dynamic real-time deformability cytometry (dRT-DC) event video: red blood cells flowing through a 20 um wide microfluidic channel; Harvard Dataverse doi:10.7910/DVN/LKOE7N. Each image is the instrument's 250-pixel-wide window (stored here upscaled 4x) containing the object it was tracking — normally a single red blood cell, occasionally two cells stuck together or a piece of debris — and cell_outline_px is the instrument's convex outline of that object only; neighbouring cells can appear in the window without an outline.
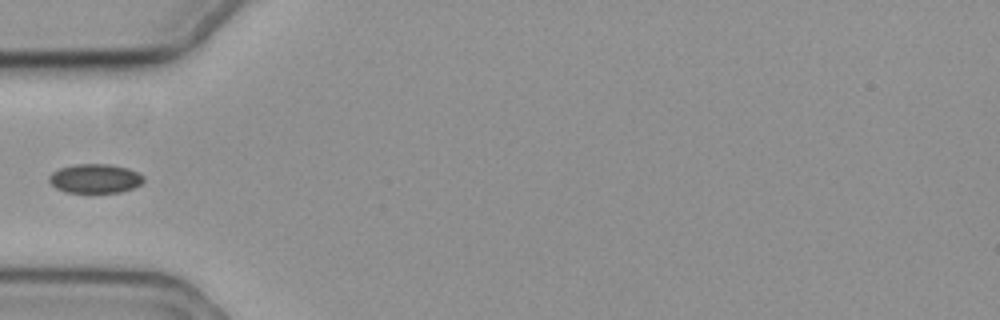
{"species": "common noctule bat (a hibernating species)", "species_latin": "Nyctalus noctula", "temperature_condition": "cold", "stored_images_in_passage": 41, "camera_frame_rate_fps": 3000, "um_per_image_px": 0.085, "animal": {"sex": "female", "body_mass_g": 19.3, "forearm_length_mm": 54.1}, "frame": {"image": 1, "passage_image": 1, "time_ms": 0.0, "image_size_px": [1000, 320], "cell_outline_px": [[144, 180], [140, 184], [132, 188], [120, 192], [64, 192], [56, 188], [48, 180], [48, 176], [52, 172], [60, 168], [76, 164], [108, 164], [128, 168], [144, 176]], "centroid_in_image_um": [8.06, 15.17], "position_along_channel_um": 76.9, "area_um2": 15.95}}
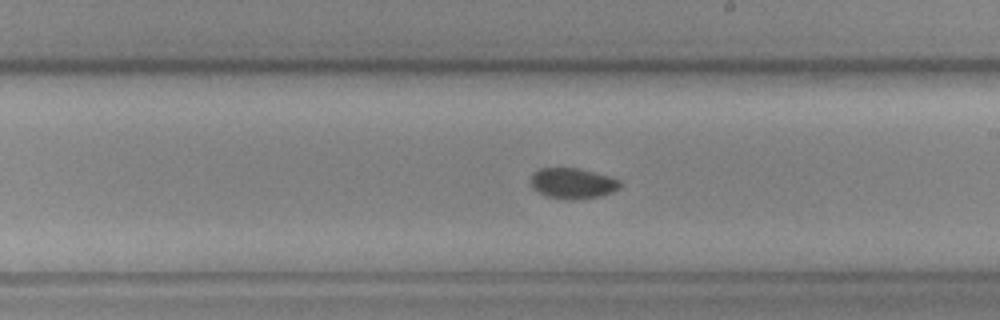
{"frame": {"image": 2, "passage_image": 15, "time_ms": 4.667, "image_size_px": [1000, 320], "cell_outline_px": [[620, 188], [612, 192], [600, 196], [572, 200], [568, 200], [544, 196], [532, 188], [528, 180], [532, 172], [540, 168], [580, 168], [608, 176], [620, 180]], "centroid_in_image_um": [48.61, 15.58], "position_along_channel_um": 240.4, "area_um2": 16.24}}
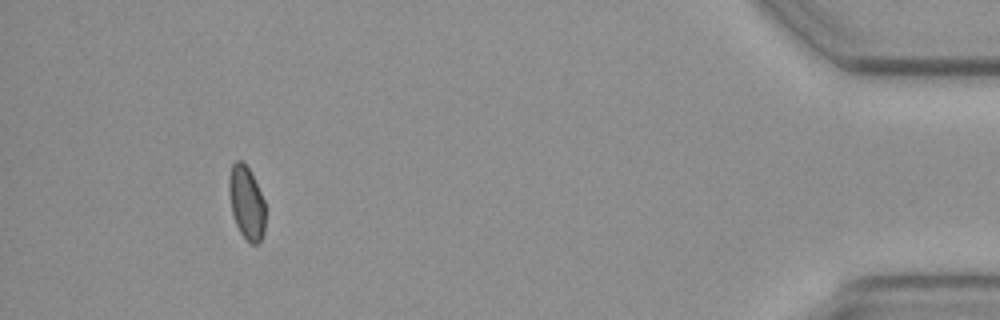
{"frame": {"image": 3, "passage_image": 36, "time_ms": 11.667, "image_size_px": [1000, 320], "cell_outline_px": [[264, 232], [260, 240], [256, 244], [252, 244], [240, 232], [236, 224], [232, 212], [228, 192], [228, 176], [232, 164], [236, 160], [240, 160], [248, 168], [264, 200]], "centroid_in_image_um": [20.92, 17.21], "position_along_channel_um": 414.3, "area_um2": 15.26}}